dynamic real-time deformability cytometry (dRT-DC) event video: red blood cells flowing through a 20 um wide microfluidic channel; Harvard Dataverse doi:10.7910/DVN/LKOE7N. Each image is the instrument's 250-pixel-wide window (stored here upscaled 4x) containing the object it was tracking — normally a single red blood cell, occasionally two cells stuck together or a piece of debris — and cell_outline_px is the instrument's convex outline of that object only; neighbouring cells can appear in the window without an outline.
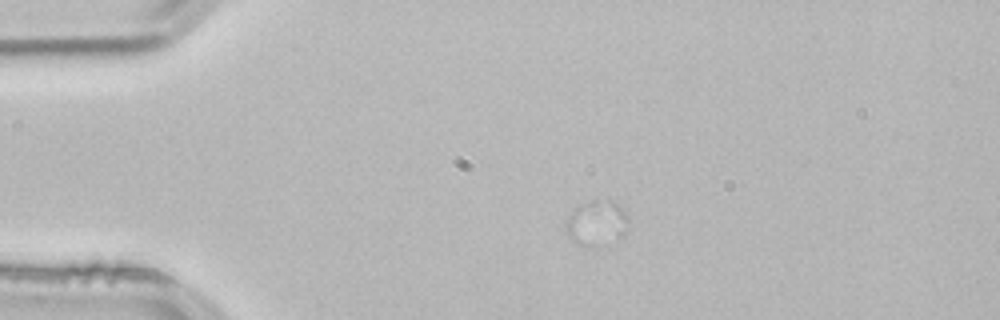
{"species": "common noctule bat (a hibernating species)", "species_latin": "Nyctalus noctula", "temperature_condition": "room temperature", "stored_images_in_passage": 1, "camera_frame_rate_fps": 3000, "um_per_image_px": 0.085, "animal": {"sex": "male", "body_mass_g": 21.5, "forearm_length_mm": 52.0}, "frame": {"image": 1, "passage_image": 1, "time_ms": 0.0, "image_size_px": [1000, 320], "cell_outline_px": [[628, 224], [588, 244], [580, 244], [572, 240], [568, 236], [568, 216], [580, 204], [592, 200], [608, 196], [628, 216]], "centroid_in_image_um": [50.61, 18.73], "position_along_channel_um": 34.4, "area_um2": 14.22}}